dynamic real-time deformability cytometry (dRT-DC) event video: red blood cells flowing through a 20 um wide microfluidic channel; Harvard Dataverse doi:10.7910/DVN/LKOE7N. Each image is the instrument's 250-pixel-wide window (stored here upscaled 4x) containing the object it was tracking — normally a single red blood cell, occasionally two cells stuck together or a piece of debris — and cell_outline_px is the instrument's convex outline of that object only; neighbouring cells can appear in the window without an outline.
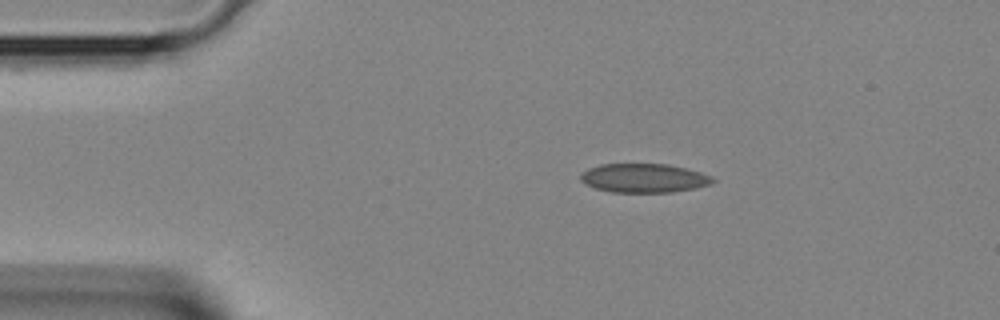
{"species": "Egyptian fruit bat (a non-hibernating species)", "species_latin": "Rousettus aegyptiacus", "temperature_condition": "room temperature", "stored_images_in_passage": 2, "camera_frame_rate_fps": 3000, "um_per_image_px": 0.085, "animal": {"sex": "female"}, "frame": {"image": 1, "passage_image": 1, "time_ms": 0.0, "image_size_px": [1000, 320], "cell_outline_px": [[716, 180], [712, 184], [696, 188], [672, 192], [612, 192], [596, 188], [580, 180], [580, 172], [588, 168], [600, 164], [668, 164], [700, 172], [712, 176]], "centroid_in_image_um": [54.74, 15.13], "position_along_channel_um": 30.3, "area_um2": 22.31}}